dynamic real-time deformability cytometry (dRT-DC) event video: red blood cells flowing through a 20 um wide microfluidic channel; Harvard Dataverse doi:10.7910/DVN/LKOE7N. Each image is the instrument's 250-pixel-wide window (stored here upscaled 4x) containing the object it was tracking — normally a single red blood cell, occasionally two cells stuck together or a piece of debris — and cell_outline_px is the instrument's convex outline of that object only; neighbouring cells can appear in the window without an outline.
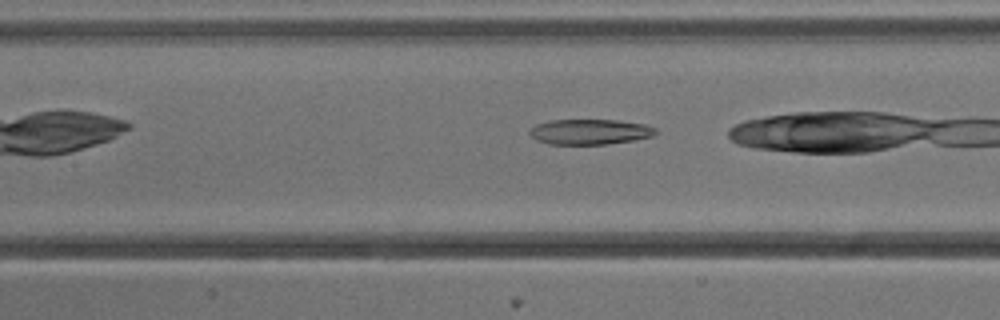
{"species": "common noctule bat (a hibernating species)", "species_latin": "Nyctalus noctula", "temperature_condition": "cold", "stored_images_in_passage": 25, "camera_frame_rate_fps": 3000, "um_per_image_px": 0.085, "animal": {"sex": "male", "body_mass_g": 13.3}, "frame": {"image": 1, "passage_image": 8, "time_ms": 2.333, "image_size_px": [1000, 320], "cell_outline_px": [[656, 132], [652, 136], [632, 140], [608, 144], [548, 144], [536, 140], [528, 132], [536, 124], [552, 120], [616, 120], [644, 124], [656, 128]], "centroid_in_image_um": [50.12, 11.2], "position_along_channel_um": 157.3, "area_um2": 18.44}}
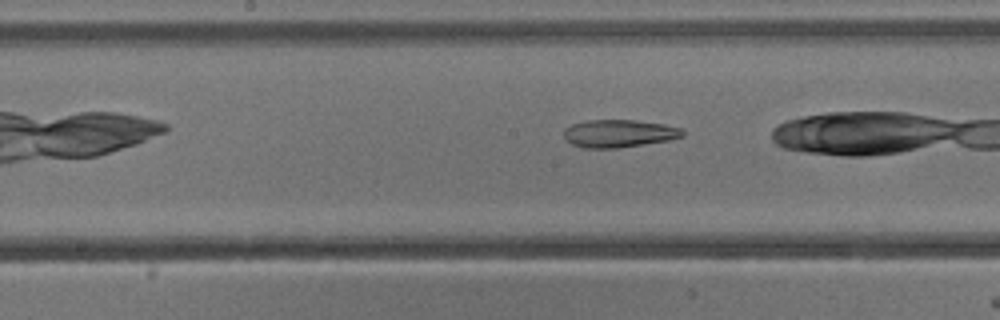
{"frame": {"image": 2, "passage_image": 11, "time_ms": 3.333, "image_size_px": [1000, 320], "cell_outline_px": [[684, 136], [668, 140], [620, 148], [584, 148], [572, 144], [564, 140], [564, 128], [572, 124], [588, 120], [636, 120], [664, 124], [684, 128]], "centroid_in_image_um": [52.61, 11.34], "position_along_channel_um": 195.6, "area_um2": 19.36}}